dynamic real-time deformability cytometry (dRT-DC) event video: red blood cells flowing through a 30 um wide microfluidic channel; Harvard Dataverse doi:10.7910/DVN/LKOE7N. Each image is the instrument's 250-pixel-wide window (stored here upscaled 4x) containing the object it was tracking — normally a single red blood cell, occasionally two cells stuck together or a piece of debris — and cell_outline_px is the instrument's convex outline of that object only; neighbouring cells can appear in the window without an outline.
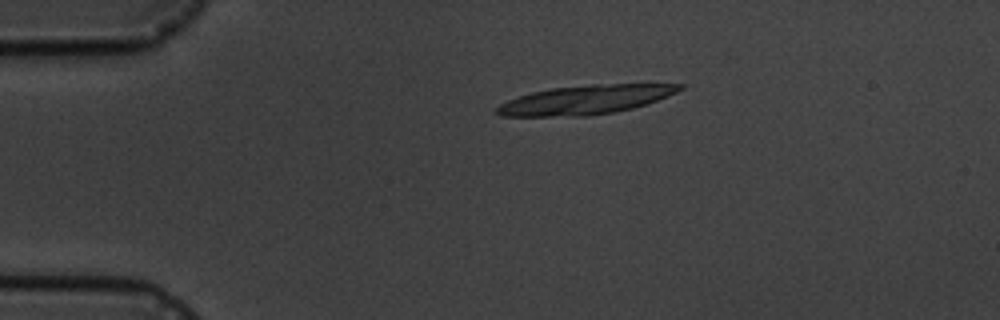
{"species": "common noctule bat (a hibernating species)", "species_latin": "Nyctalus noctula", "temperature_condition": "cold", "stored_images_in_passage": 16, "camera_frame_rate_fps": 3000, "um_per_image_px": 0.085, "animal": {"sex": "male", "body_mass_g": 19.5, "forearm_length_mm": 54.6}, "frame": {"image": 1, "passage_image": 4, "time_ms": 3.333, "image_size_px": [1000, 320], "cell_outline_px": [[684, 88], [676, 92], [656, 100], [632, 108], [612, 112], [588, 116], [500, 116], [496, 112], [496, 108], [500, 104], [508, 100], [532, 92], [552, 88], [588, 84], [684, 84]], "centroid_in_image_um": [49.74, 8.47], "position_along_channel_um": 35.3, "area_um2": 30.58}}
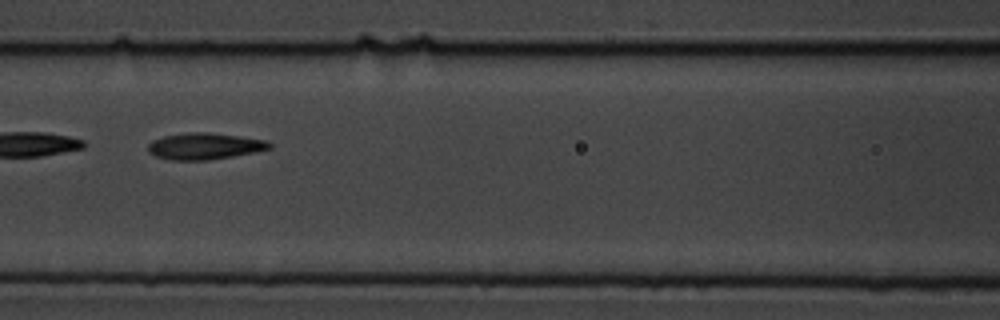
{"frame": {"image": 2, "passage_image": 8, "time_ms": 8.0, "image_size_px": [1000, 320], "cell_outline_px": [[272, 148], [232, 156], [208, 160], [168, 160], [156, 156], [148, 152], [148, 144], [152, 140], [164, 136], [192, 132], [208, 132], [240, 136], [268, 140], [272, 144]], "centroid_in_image_um": [17.38, 12.42], "position_along_channel_um": 149.2, "area_um2": 18.73}}
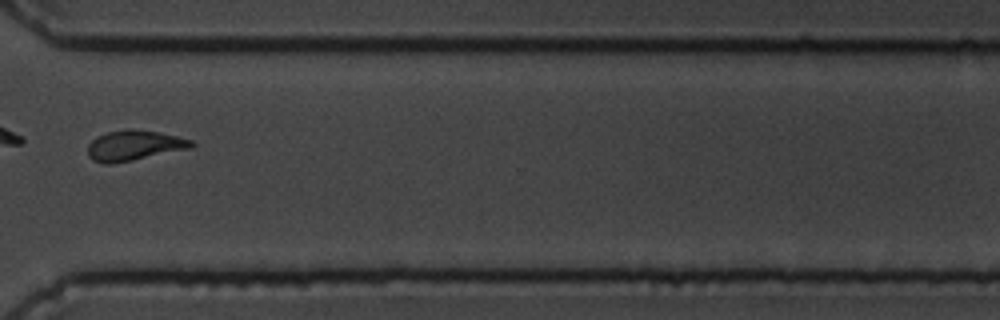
{"frame": {"image": 3, "passage_image": 13, "time_ms": 14.0, "image_size_px": [1000, 320], "cell_outline_px": [[196, 144], [192, 148], [112, 164], [104, 164], [92, 160], [88, 156], [88, 144], [96, 136], [108, 132], [160, 132], [192, 140]], "centroid_in_image_um": [11.4, 12.41], "position_along_channel_um": 359.2, "area_um2": 17.63}, "authors_computed_cell_mechanics": {"area_um2": 18.6983, "velocity_mm_per_s": 3.505, "shape_relaxation_time_tau1_ms": 2.9669, "shape_relaxation_time_tau2_ms": 1.9189, "deformation_change_tau1": 0.1102, "deformation_change_tau2": 0.0678}}